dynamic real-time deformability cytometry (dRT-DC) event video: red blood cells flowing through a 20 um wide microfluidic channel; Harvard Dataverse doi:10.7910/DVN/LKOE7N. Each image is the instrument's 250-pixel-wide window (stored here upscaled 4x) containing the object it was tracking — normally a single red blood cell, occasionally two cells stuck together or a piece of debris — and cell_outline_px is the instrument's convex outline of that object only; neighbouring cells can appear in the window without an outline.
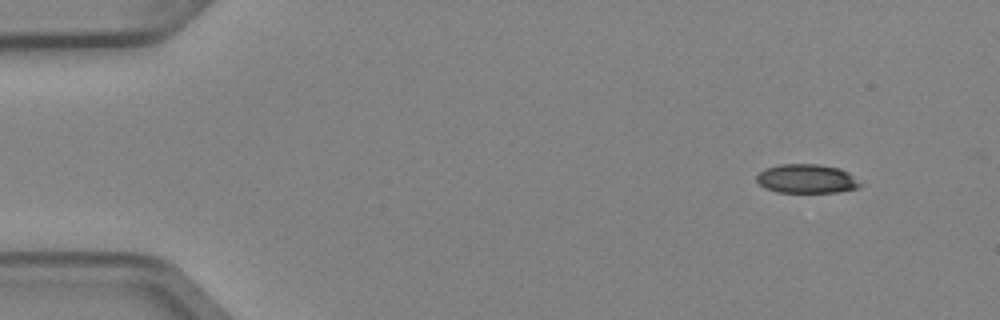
{"species": "Egyptian fruit bat (a non-hibernating species)", "species_latin": "Rousettus aegyptiacus", "temperature_condition": "cold", "stored_images_in_passage": 5, "segment_of_instrument_passage": [1, 2], "camera_frame_rate_fps": 3000, "um_per_image_px": 0.085, "animal": {"sex": "female"}, "frame": {"image": 1, "passage_image": 1, "time_ms": 0.0, "image_size_px": [1000, 320], "cell_outline_px": [[864, 184], [860, 188], [836, 192], [776, 192], [764, 188], [756, 180], [756, 176], [764, 168], [780, 164], [816, 164], [840, 168], [848, 172]], "centroid_in_image_um": [68.58, 15.19], "position_along_channel_um": 16.4, "area_um2": 17.69}}